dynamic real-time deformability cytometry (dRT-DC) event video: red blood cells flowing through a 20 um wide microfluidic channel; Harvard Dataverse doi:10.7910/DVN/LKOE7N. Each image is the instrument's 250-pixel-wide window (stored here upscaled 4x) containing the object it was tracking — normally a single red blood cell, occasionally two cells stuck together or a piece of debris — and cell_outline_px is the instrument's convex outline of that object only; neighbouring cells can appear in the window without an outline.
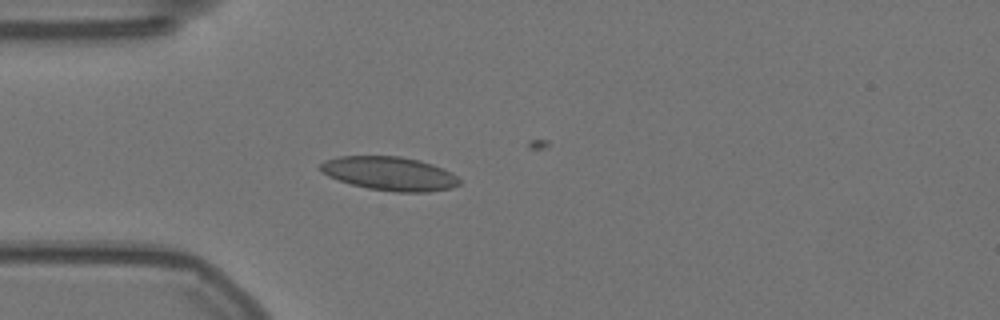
{"species": "Egyptian fruit bat (a non-hibernating species)", "species_latin": "Rousettus aegyptiacus", "temperature_condition": "warm", "stored_images_in_passage": 17, "camera_frame_rate_fps": 3000, "um_per_image_px": 0.085, "animal": {"sex": "female"}, "frame": {"image": 1, "passage_image": 12, "time_ms": 3.667, "image_size_px": [1000, 320], "cell_outline_px": [[460, 184], [452, 188], [428, 192], [396, 192], [368, 188], [352, 184], [328, 176], [320, 172], [320, 164], [324, 160], [340, 156], [400, 156], [420, 160], [444, 168], [452, 172], [460, 180]], "centroid_in_image_um": [33.13, 14.75], "position_along_channel_um": 51.9, "area_um2": 27.46}}
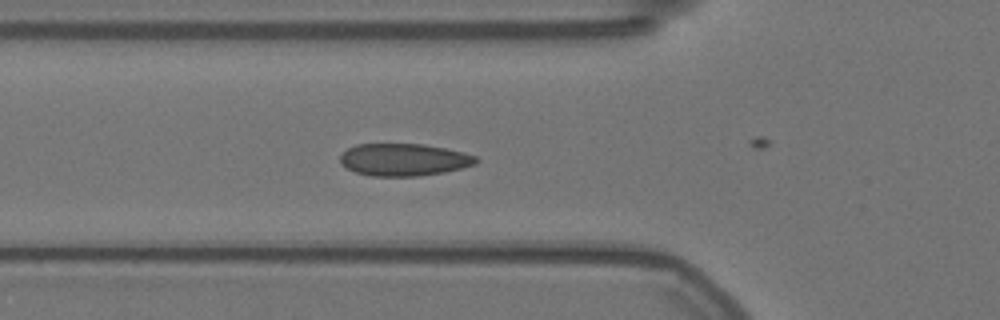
{"frame": {"image": 2, "passage_image": 16, "time_ms": 5.0, "image_size_px": [1000, 320], "cell_outline_px": [[480, 160], [476, 164], [444, 172], [420, 176], [372, 176], [356, 172], [348, 168], [340, 160], [340, 156], [348, 148], [356, 144], [424, 144], [464, 152], [476, 156]], "centroid_in_image_um": [34.36, 13.57], "position_along_channel_um": 91.4, "area_um2": 25.49}}